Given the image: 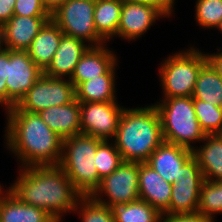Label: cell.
Listing matches in <instances>:
<instances>
[{
    "label": "cell",
    "instance_id": "d590c367",
    "mask_svg": "<svg viewBox=\"0 0 222 222\" xmlns=\"http://www.w3.org/2000/svg\"><path fill=\"white\" fill-rule=\"evenodd\" d=\"M15 2L16 0H0V26L14 15Z\"/></svg>",
    "mask_w": 222,
    "mask_h": 222
},
{
    "label": "cell",
    "instance_id": "e0dca14e",
    "mask_svg": "<svg viewBox=\"0 0 222 222\" xmlns=\"http://www.w3.org/2000/svg\"><path fill=\"white\" fill-rule=\"evenodd\" d=\"M89 47L84 41L63 34L58 49L43 74L54 78L69 77L70 80L77 63Z\"/></svg>",
    "mask_w": 222,
    "mask_h": 222
},
{
    "label": "cell",
    "instance_id": "f546056e",
    "mask_svg": "<svg viewBox=\"0 0 222 222\" xmlns=\"http://www.w3.org/2000/svg\"><path fill=\"white\" fill-rule=\"evenodd\" d=\"M77 210L81 213L82 222H115L111 207L100 204L91 196H82L74 211Z\"/></svg>",
    "mask_w": 222,
    "mask_h": 222
},
{
    "label": "cell",
    "instance_id": "d6986e66",
    "mask_svg": "<svg viewBox=\"0 0 222 222\" xmlns=\"http://www.w3.org/2000/svg\"><path fill=\"white\" fill-rule=\"evenodd\" d=\"M42 121L63 140L81 133L80 102L51 106L38 112Z\"/></svg>",
    "mask_w": 222,
    "mask_h": 222
},
{
    "label": "cell",
    "instance_id": "f35d334b",
    "mask_svg": "<svg viewBox=\"0 0 222 222\" xmlns=\"http://www.w3.org/2000/svg\"><path fill=\"white\" fill-rule=\"evenodd\" d=\"M217 29H219V31L222 32V20H221V22L219 23V25L217 26Z\"/></svg>",
    "mask_w": 222,
    "mask_h": 222
},
{
    "label": "cell",
    "instance_id": "484cf974",
    "mask_svg": "<svg viewBox=\"0 0 222 222\" xmlns=\"http://www.w3.org/2000/svg\"><path fill=\"white\" fill-rule=\"evenodd\" d=\"M115 222H160L162 214L143 200L115 205L112 208Z\"/></svg>",
    "mask_w": 222,
    "mask_h": 222
},
{
    "label": "cell",
    "instance_id": "603a6c76",
    "mask_svg": "<svg viewBox=\"0 0 222 222\" xmlns=\"http://www.w3.org/2000/svg\"><path fill=\"white\" fill-rule=\"evenodd\" d=\"M115 66L106 74L80 83L76 88V99L79 102H114L115 96Z\"/></svg>",
    "mask_w": 222,
    "mask_h": 222
},
{
    "label": "cell",
    "instance_id": "8fae6325",
    "mask_svg": "<svg viewBox=\"0 0 222 222\" xmlns=\"http://www.w3.org/2000/svg\"><path fill=\"white\" fill-rule=\"evenodd\" d=\"M123 110L117 101L80 102L81 133L105 141L114 138Z\"/></svg>",
    "mask_w": 222,
    "mask_h": 222
},
{
    "label": "cell",
    "instance_id": "d4e9b609",
    "mask_svg": "<svg viewBox=\"0 0 222 222\" xmlns=\"http://www.w3.org/2000/svg\"><path fill=\"white\" fill-rule=\"evenodd\" d=\"M192 97L214 106L222 103V78L208 61L199 71Z\"/></svg>",
    "mask_w": 222,
    "mask_h": 222
},
{
    "label": "cell",
    "instance_id": "4316f807",
    "mask_svg": "<svg viewBox=\"0 0 222 222\" xmlns=\"http://www.w3.org/2000/svg\"><path fill=\"white\" fill-rule=\"evenodd\" d=\"M197 212L207 216L212 221H214V214H222V180L204 181L200 191Z\"/></svg>",
    "mask_w": 222,
    "mask_h": 222
},
{
    "label": "cell",
    "instance_id": "4dcf8cb0",
    "mask_svg": "<svg viewBox=\"0 0 222 222\" xmlns=\"http://www.w3.org/2000/svg\"><path fill=\"white\" fill-rule=\"evenodd\" d=\"M196 22L203 28H216L222 20V0H197Z\"/></svg>",
    "mask_w": 222,
    "mask_h": 222
},
{
    "label": "cell",
    "instance_id": "e575fe53",
    "mask_svg": "<svg viewBox=\"0 0 222 222\" xmlns=\"http://www.w3.org/2000/svg\"><path fill=\"white\" fill-rule=\"evenodd\" d=\"M136 2L149 4L156 7L160 10L165 17L170 16L173 11L174 1L175 0H133Z\"/></svg>",
    "mask_w": 222,
    "mask_h": 222
},
{
    "label": "cell",
    "instance_id": "7402d4cb",
    "mask_svg": "<svg viewBox=\"0 0 222 222\" xmlns=\"http://www.w3.org/2000/svg\"><path fill=\"white\" fill-rule=\"evenodd\" d=\"M204 145L193 150L204 179L207 181L222 180V139L218 134L206 135ZM206 141V143H205Z\"/></svg>",
    "mask_w": 222,
    "mask_h": 222
},
{
    "label": "cell",
    "instance_id": "4fadbf2b",
    "mask_svg": "<svg viewBox=\"0 0 222 222\" xmlns=\"http://www.w3.org/2000/svg\"><path fill=\"white\" fill-rule=\"evenodd\" d=\"M162 16L165 15L152 5L123 0L117 36L129 41L139 38Z\"/></svg>",
    "mask_w": 222,
    "mask_h": 222
},
{
    "label": "cell",
    "instance_id": "8d00e7d4",
    "mask_svg": "<svg viewBox=\"0 0 222 222\" xmlns=\"http://www.w3.org/2000/svg\"><path fill=\"white\" fill-rule=\"evenodd\" d=\"M207 61L216 70L217 74L222 78V52L206 54Z\"/></svg>",
    "mask_w": 222,
    "mask_h": 222
},
{
    "label": "cell",
    "instance_id": "7a4b0ae2",
    "mask_svg": "<svg viewBox=\"0 0 222 222\" xmlns=\"http://www.w3.org/2000/svg\"><path fill=\"white\" fill-rule=\"evenodd\" d=\"M16 183L7 188L23 203L38 207L57 222L73 212L82 195L59 166H28L20 169Z\"/></svg>",
    "mask_w": 222,
    "mask_h": 222
},
{
    "label": "cell",
    "instance_id": "b9f144b4",
    "mask_svg": "<svg viewBox=\"0 0 222 222\" xmlns=\"http://www.w3.org/2000/svg\"><path fill=\"white\" fill-rule=\"evenodd\" d=\"M1 26H0V48H1Z\"/></svg>",
    "mask_w": 222,
    "mask_h": 222
},
{
    "label": "cell",
    "instance_id": "d6a6232c",
    "mask_svg": "<svg viewBox=\"0 0 222 222\" xmlns=\"http://www.w3.org/2000/svg\"><path fill=\"white\" fill-rule=\"evenodd\" d=\"M8 76V49L0 48V104L5 105L7 110V86Z\"/></svg>",
    "mask_w": 222,
    "mask_h": 222
},
{
    "label": "cell",
    "instance_id": "2e32d148",
    "mask_svg": "<svg viewBox=\"0 0 222 222\" xmlns=\"http://www.w3.org/2000/svg\"><path fill=\"white\" fill-rule=\"evenodd\" d=\"M172 186L146 163H139V199L161 214H169Z\"/></svg>",
    "mask_w": 222,
    "mask_h": 222
},
{
    "label": "cell",
    "instance_id": "5bb4252c",
    "mask_svg": "<svg viewBox=\"0 0 222 222\" xmlns=\"http://www.w3.org/2000/svg\"><path fill=\"white\" fill-rule=\"evenodd\" d=\"M51 16L13 15L1 26V46L5 49L26 51L33 39Z\"/></svg>",
    "mask_w": 222,
    "mask_h": 222
},
{
    "label": "cell",
    "instance_id": "277c9868",
    "mask_svg": "<svg viewBox=\"0 0 222 222\" xmlns=\"http://www.w3.org/2000/svg\"><path fill=\"white\" fill-rule=\"evenodd\" d=\"M102 141L84 133L63 140L62 158L58 166L82 196H91L100 185L95 154Z\"/></svg>",
    "mask_w": 222,
    "mask_h": 222
},
{
    "label": "cell",
    "instance_id": "ba28073f",
    "mask_svg": "<svg viewBox=\"0 0 222 222\" xmlns=\"http://www.w3.org/2000/svg\"><path fill=\"white\" fill-rule=\"evenodd\" d=\"M75 99V86L68 78L66 80L42 74L14 107L17 110L38 113L51 106L67 105Z\"/></svg>",
    "mask_w": 222,
    "mask_h": 222
},
{
    "label": "cell",
    "instance_id": "ffe728a7",
    "mask_svg": "<svg viewBox=\"0 0 222 222\" xmlns=\"http://www.w3.org/2000/svg\"><path fill=\"white\" fill-rule=\"evenodd\" d=\"M63 32L59 26L50 19L26 50L34 63L44 72L50 65L58 49Z\"/></svg>",
    "mask_w": 222,
    "mask_h": 222
},
{
    "label": "cell",
    "instance_id": "6da1fadb",
    "mask_svg": "<svg viewBox=\"0 0 222 222\" xmlns=\"http://www.w3.org/2000/svg\"><path fill=\"white\" fill-rule=\"evenodd\" d=\"M6 146L22 167L58 166L62 158L63 139L52 131L38 113L7 109Z\"/></svg>",
    "mask_w": 222,
    "mask_h": 222
},
{
    "label": "cell",
    "instance_id": "ac0fdd59",
    "mask_svg": "<svg viewBox=\"0 0 222 222\" xmlns=\"http://www.w3.org/2000/svg\"><path fill=\"white\" fill-rule=\"evenodd\" d=\"M116 56L104 44L90 46L77 63L70 81L75 88L82 82L106 74L116 65Z\"/></svg>",
    "mask_w": 222,
    "mask_h": 222
},
{
    "label": "cell",
    "instance_id": "836d02e7",
    "mask_svg": "<svg viewBox=\"0 0 222 222\" xmlns=\"http://www.w3.org/2000/svg\"><path fill=\"white\" fill-rule=\"evenodd\" d=\"M166 216V217H165ZM163 220V221H162ZM160 222H215L199 212L185 214H162Z\"/></svg>",
    "mask_w": 222,
    "mask_h": 222
},
{
    "label": "cell",
    "instance_id": "ab89813d",
    "mask_svg": "<svg viewBox=\"0 0 222 222\" xmlns=\"http://www.w3.org/2000/svg\"><path fill=\"white\" fill-rule=\"evenodd\" d=\"M218 136H220V138L222 139V128H221L220 132L218 133Z\"/></svg>",
    "mask_w": 222,
    "mask_h": 222
},
{
    "label": "cell",
    "instance_id": "cb8c5ba5",
    "mask_svg": "<svg viewBox=\"0 0 222 222\" xmlns=\"http://www.w3.org/2000/svg\"><path fill=\"white\" fill-rule=\"evenodd\" d=\"M123 0H95L94 25L106 41L117 35Z\"/></svg>",
    "mask_w": 222,
    "mask_h": 222
},
{
    "label": "cell",
    "instance_id": "52a82bcc",
    "mask_svg": "<svg viewBox=\"0 0 222 222\" xmlns=\"http://www.w3.org/2000/svg\"><path fill=\"white\" fill-rule=\"evenodd\" d=\"M94 10L95 0H67L51 14V19L63 34L99 46L105 40L95 29Z\"/></svg>",
    "mask_w": 222,
    "mask_h": 222
},
{
    "label": "cell",
    "instance_id": "60d3db41",
    "mask_svg": "<svg viewBox=\"0 0 222 222\" xmlns=\"http://www.w3.org/2000/svg\"><path fill=\"white\" fill-rule=\"evenodd\" d=\"M2 186L0 185V198H1V196L3 195L2 193H4L3 191H2V188H1Z\"/></svg>",
    "mask_w": 222,
    "mask_h": 222
},
{
    "label": "cell",
    "instance_id": "7c38bea8",
    "mask_svg": "<svg viewBox=\"0 0 222 222\" xmlns=\"http://www.w3.org/2000/svg\"><path fill=\"white\" fill-rule=\"evenodd\" d=\"M42 74L27 51L8 49L7 109L17 105Z\"/></svg>",
    "mask_w": 222,
    "mask_h": 222
},
{
    "label": "cell",
    "instance_id": "9a60e30c",
    "mask_svg": "<svg viewBox=\"0 0 222 222\" xmlns=\"http://www.w3.org/2000/svg\"><path fill=\"white\" fill-rule=\"evenodd\" d=\"M193 156V151L163 141L145 162L166 182H178L181 167Z\"/></svg>",
    "mask_w": 222,
    "mask_h": 222
},
{
    "label": "cell",
    "instance_id": "1f68e13d",
    "mask_svg": "<svg viewBox=\"0 0 222 222\" xmlns=\"http://www.w3.org/2000/svg\"><path fill=\"white\" fill-rule=\"evenodd\" d=\"M14 15L19 16H51L42 0H16Z\"/></svg>",
    "mask_w": 222,
    "mask_h": 222
},
{
    "label": "cell",
    "instance_id": "30bf717a",
    "mask_svg": "<svg viewBox=\"0 0 222 222\" xmlns=\"http://www.w3.org/2000/svg\"><path fill=\"white\" fill-rule=\"evenodd\" d=\"M205 179L192 156L180 169L178 182L173 184L169 204V214L195 213L198 210L200 191Z\"/></svg>",
    "mask_w": 222,
    "mask_h": 222
},
{
    "label": "cell",
    "instance_id": "5b68a950",
    "mask_svg": "<svg viewBox=\"0 0 222 222\" xmlns=\"http://www.w3.org/2000/svg\"><path fill=\"white\" fill-rule=\"evenodd\" d=\"M161 119L163 140L190 150L192 142L203 141L206 134L196 117L193 97L163 98L154 104Z\"/></svg>",
    "mask_w": 222,
    "mask_h": 222
},
{
    "label": "cell",
    "instance_id": "f1b7e54d",
    "mask_svg": "<svg viewBox=\"0 0 222 222\" xmlns=\"http://www.w3.org/2000/svg\"><path fill=\"white\" fill-rule=\"evenodd\" d=\"M95 167L98 171V177L103 179L113 173L123 162L122 157L115 147L108 141L103 140L97 147L95 154Z\"/></svg>",
    "mask_w": 222,
    "mask_h": 222
},
{
    "label": "cell",
    "instance_id": "3957f363",
    "mask_svg": "<svg viewBox=\"0 0 222 222\" xmlns=\"http://www.w3.org/2000/svg\"><path fill=\"white\" fill-rule=\"evenodd\" d=\"M114 138L123 161L145 163L164 141L157 107L124 108Z\"/></svg>",
    "mask_w": 222,
    "mask_h": 222
},
{
    "label": "cell",
    "instance_id": "74e56055",
    "mask_svg": "<svg viewBox=\"0 0 222 222\" xmlns=\"http://www.w3.org/2000/svg\"><path fill=\"white\" fill-rule=\"evenodd\" d=\"M67 0H42L44 7L52 14L60 5Z\"/></svg>",
    "mask_w": 222,
    "mask_h": 222
},
{
    "label": "cell",
    "instance_id": "83f0119b",
    "mask_svg": "<svg viewBox=\"0 0 222 222\" xmlns=\"http://www.w3.org/2000/svg\"><path fill=\"white\" fill-rule=\"evenodd\" d=\"M194 109L199 125L206 135L218 134L222 128V111L220 106L193 99Z\"/></svg>",
    "mask_w": 222,
    "mask_h": 222
},
{
    "label": "cell",
    "instance_id": "8992f818",
    "mask_svg": "<svg viewBox=\"0 0 222 222\" xmlns=\"http://www.w3.org/2000/svg\"><path fill=\"white\" fill-rule=\"evenodd\" d=\"M206 62V54L193 47L165 59L159 69L164 98L192 97L199 71Z\"/></svg>",
    "mask_w": 222,
    "mask_h": 222
},
{
    "label": "cell",
    "instance_id": "44dd1931",
    "mask_svg": "<svg viewBox=\"0 0 222 222\" xmlns=\"http://www.w3.org/2000/svg\"><path fill=\"white\" fill-rule=\"evenodd\" d=\"M5 192L0 198V222H57L44 210L23 203L9 189Z\"/></svg>",
    "mask_w": 222,
    "mask_h": 222
},
{
    "label": "cell",
    "instance_id": "9c48e42d",
    "mask_svg": "<svg viewBox=\"0 0 222 222\" xmlns=\"http://www.w3.org/2000/svg\"><path fill=\"white\" fill-rule=\"evenodd\" d=\"M103 193L109 200L101 199ZM91 197L111 208L139 200V162L123 161L113 173L101 179Z\"/></svg>",
    "mask_w": 222,
    "mask_h": 222
}]
</instances>
